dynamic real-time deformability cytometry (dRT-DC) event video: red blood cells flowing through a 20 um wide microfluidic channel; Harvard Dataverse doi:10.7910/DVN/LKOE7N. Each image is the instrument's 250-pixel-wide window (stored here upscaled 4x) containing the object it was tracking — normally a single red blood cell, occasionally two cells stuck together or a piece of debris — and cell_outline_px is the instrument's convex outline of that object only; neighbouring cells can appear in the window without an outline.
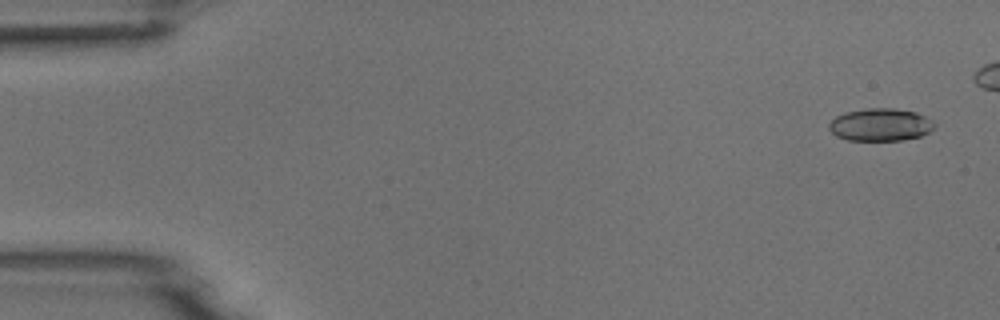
{"species": "common noctule bat (a hibernating species)", "species_latin": "Nyctalus noctula", "temperature_condition": "room temperature", "stored_images_in_passage": 10, "camera_frame_rate_fps": 3000, "um_per_image_px": 0.085, "animal": {"sex": "male", "body_mass_g": 18.8}, "frame": {"image": 1, "passage_image": 1, "time_ms": 0.0, "image_size_px": [1000, 320], "cell_outline_px": [[936, 124], [928, 132], [920, 136], [904, 140], [848, 140], [836, 136], [828, 128], [828, 124], [836, 116], [844, 112], [868, 108], [892, 108], [916, 112], [932, 120]], "centroid_in_image_um": [74.81, 10.6], "position_along_channel_um": 10.2, "area_um2": 20.0}}
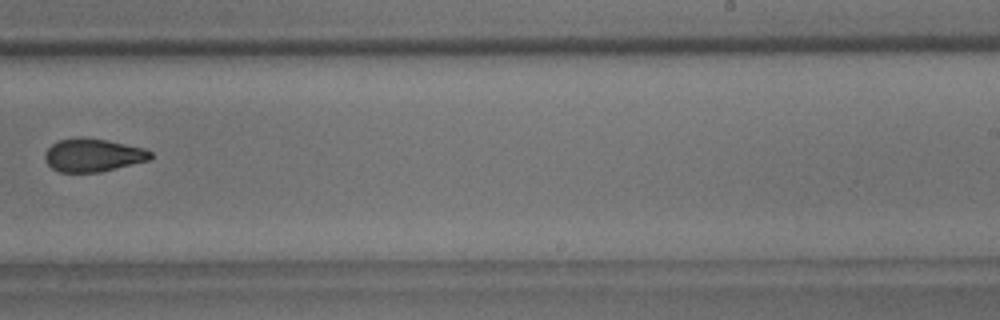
{"frame": {"image": 2, "passage_image": 10, "time_ms": 10.333, "image_size_px": [1000, 320], "cell_outline_px": [[152, 156], [148, 160], [100, 172], [60, 172], [52, 168], [44, 160], [44, 152], [52, 144], [60, 140], [80, 136], [108, 140], [144, 148], [152, 152]], "centroid_in_image_um": [7.87, 13.17], "position_along_channel_um": 281.1, "area_um2": 20.4}}